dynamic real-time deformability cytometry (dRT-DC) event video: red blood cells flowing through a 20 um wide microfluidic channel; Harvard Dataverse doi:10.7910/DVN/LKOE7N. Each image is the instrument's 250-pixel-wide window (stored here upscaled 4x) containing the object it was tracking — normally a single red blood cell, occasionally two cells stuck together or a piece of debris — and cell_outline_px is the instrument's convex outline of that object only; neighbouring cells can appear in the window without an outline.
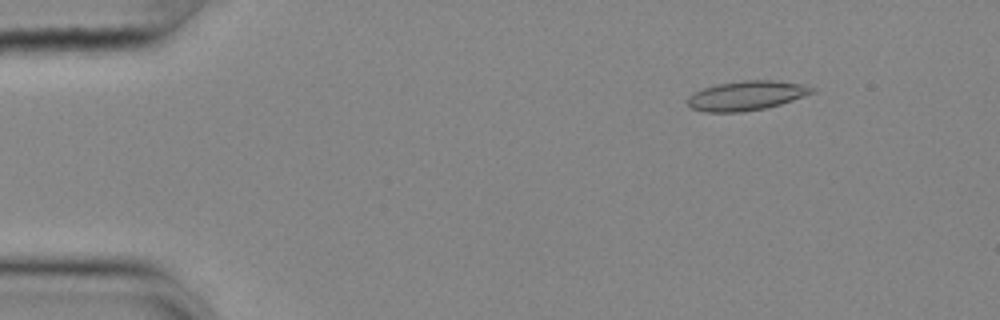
{"species": "common noctule bat (a hibernating species)", "species_latin": "Nyctalus noctula", "temperature_condition": "cold", "stored_images_in_passage": 55, "camera_frame_rate_fps": 3000, "um_per_image_px": 0.085, "animal": {"sex": "female", "body_mass_g": 25.1}, "frame": {"image": 1, "passage_image": 7, "time_ms": 2.0, "image_size_px": [1000, 320], "cell_outline_px": [[816, 92], [780, 104], [764, 108], [744, 112], [704, 112], [692, 108], [684, 100], [688, 96], [704, 88], [716, 84], [744, 80], [776, 80], [800, 84], [816, 88]], "centroid_in_image_um": [63.44, 8.13], "position_along_channel_um": 21.6, "area_um2": 21.39}}
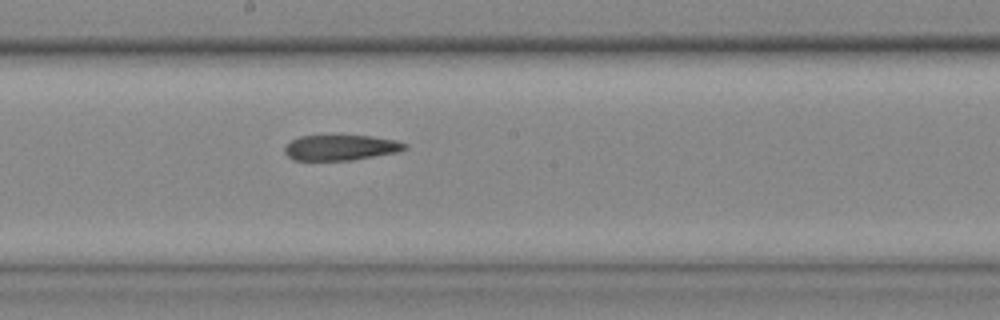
{"frame": {"image": 2, "passage_image": 30, "time_ms": 9.667, "image_size_px": [1000, 320], "cell_outline_px": [[408, 148], [396, 152], [352, 160], [292, 160], [284, 152], [284, 148], [292, 140], [300, 136], [372, 136], [396, 140], [408, 144]], "centroid_in_image_um": [28.97, 12.55], "position_along_channel_um": 219.2, "area_um2": 17.69}}
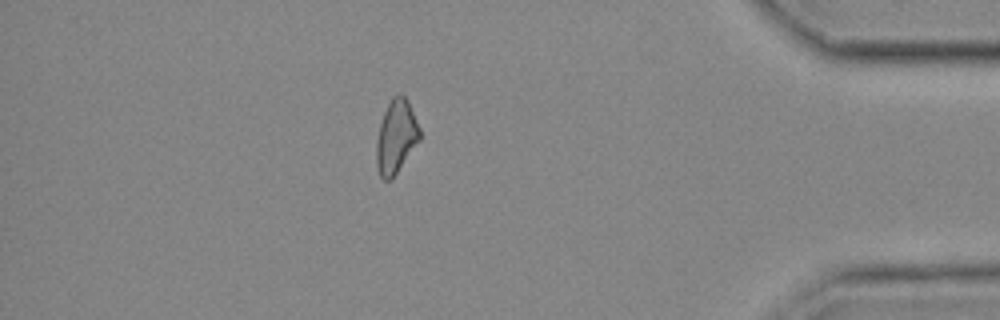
{"frame": {"image": 3, "passage_image": 48, "time_ms": 15.667, "image_size_px": [1000, 320], "cell_outline_px": [[420, 140], [392, 180], [384, 180], [380, 176], [376, 168], [376, 140], [380, 124], [384, 112], [392, 96], [400, 92], [408, 100], [420, 128]], "centroid_in_image_um": [33.66, 11.63], "position_along_channel_um": 401.5, "area_um2": 18.79}, "authors_computed_cell_mechanics": {"area_um2": 19.3052, "velocity_mm_per_s": 3.6732, "shape_relaxation_time_tau1_ms": null, "shape_relaxation_time_tau2_ms": 2.9069, "deformation_change_tau1": null, "deformation_change_tau2": 0.1092}}